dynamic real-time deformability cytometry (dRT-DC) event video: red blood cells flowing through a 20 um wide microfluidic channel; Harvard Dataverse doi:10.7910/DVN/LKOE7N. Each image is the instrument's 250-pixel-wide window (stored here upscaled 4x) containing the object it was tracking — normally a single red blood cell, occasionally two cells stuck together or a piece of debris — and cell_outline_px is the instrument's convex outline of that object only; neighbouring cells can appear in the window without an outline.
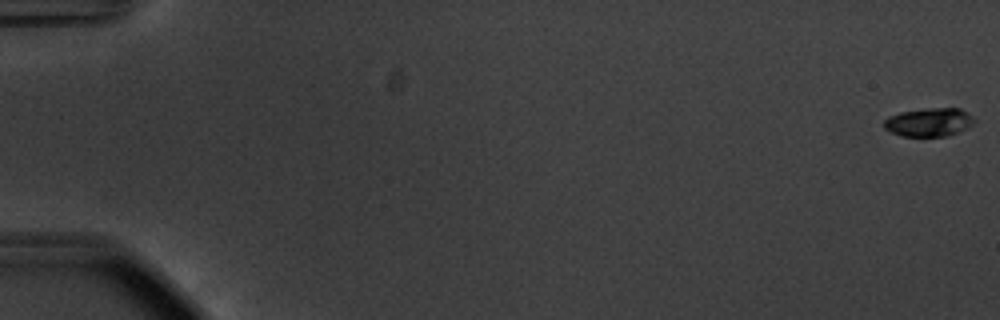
{"species": "common noctule bat (a hibernating species)", "species_latin": "Nyctalus noctula", "temperature_condition": "warm", "stored_images_in_passage": 56, "camera_frame_rate_fps": 3000, "um_per_image_px": 0.085, "animal": {"sex": "male", "body_mass_g": 20.1, "forearm_length_mm": 53.5}, "frame": {"image": 1, "passage_image": 1, "time_ms": 0.0, "image_size_px": [1000, 320], "cell_outline_px": [[976, 120], [968, 128], [948, 136], [904, 136], [892, 132], [884, 128], [884, 120], [888, 116], [900, 112], [928, 108], [960, 108], [972, 116]], "centroid_in_image_um": [78.98, 10.38], "position_along_channel_um": 6.0, "area_um2": 14.97}}
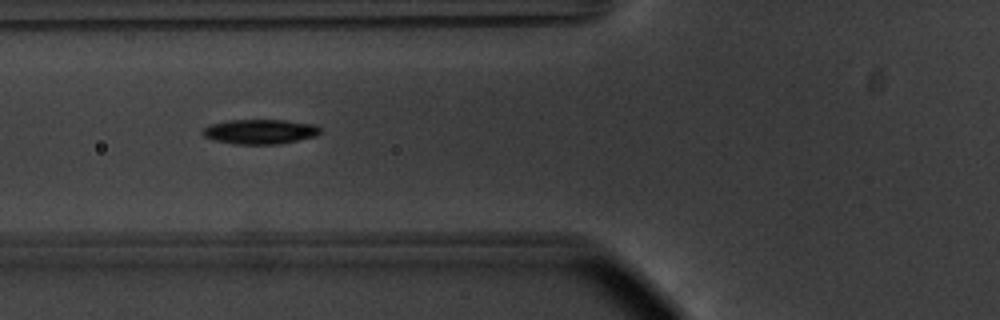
{"frame": {"image": 2, "passage_image": 23, "time_ms": 7.333, "image_size_px": [1000, 320], "cell_outline_px": [[320, 132], [316, 136], [276, 144], [232, 144], [216, 140], [204, 136], [200, 132], [204, 128], [212, 124], [228, 120], [284, 120], [312, 124], [320, 128]], "centroid_in_image_um": [22.07, 11.18], "position_along_channel_um": 103.7, "area_um2": 16.7}}
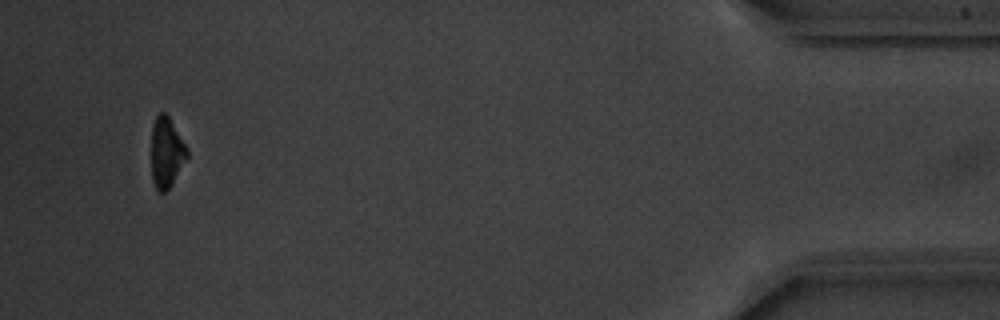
{"frame": {"image": 3, "passage_image": 54, "time_ms": 17.667, "image_size_px": [1000, 320], "cell_outline_px": [[188, 156], [168, 188], [164, 192], [156, 192], [152, 180], [152, 124], [156, 116], [160, 112], [164, 112], [168, 116], [188, 148]], "centroid_in_image_um": [14.13, 12.94], "position_along_channel_um": 421.1, "area_um2": 14.45}, "authors_computed_cell_mechanics": {"area_um2": 16.2996, "velocity_mm_per_s": 3.7285, "shape_relaxation_time_tau1_ms": 2.7296, "shape_relaxation_time_tau2_ms": null, "deformation_change_tau1": 0.1319, "deformation_change_tau2": null}}